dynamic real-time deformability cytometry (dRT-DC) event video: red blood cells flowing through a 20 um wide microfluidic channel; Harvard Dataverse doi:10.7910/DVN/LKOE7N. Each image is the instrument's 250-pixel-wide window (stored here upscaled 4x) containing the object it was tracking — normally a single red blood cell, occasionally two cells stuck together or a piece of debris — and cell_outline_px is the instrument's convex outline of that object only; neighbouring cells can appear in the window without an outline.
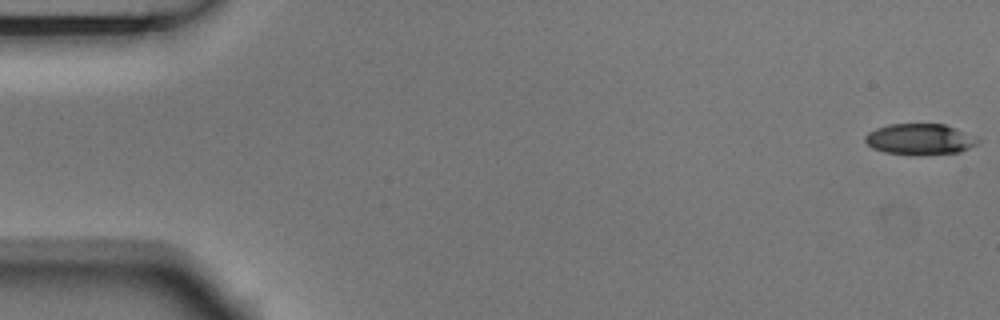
{"species": "Egyptian fruit bat (a non-hibernating species)", "species_latin": "Rousettus aegyptiacus", "temperature_condition": "room temperature", "stored_images_in_passage": 5, "camera_frame_rate_fps": 3000, "um_per_image_px": 0.085, "animal": {"sex": "male"}, "frame": {"image": 1, "passage_image": 1, "time_ms": 0.0, "image_size_px": [1000, 320], "cell_outline_px": [[980, 140], [976, 144], [960, 152], [912, 156], [884, 152], [872, 148], [864, 140], [864, 136], [868, 132], [876, 128], [888, 124], [944, 124], [956, 128]], "centroid_in_image_um": [78.13, 11.84], "position_along_channel_um": 6.9, "area_um2": 20.46}}
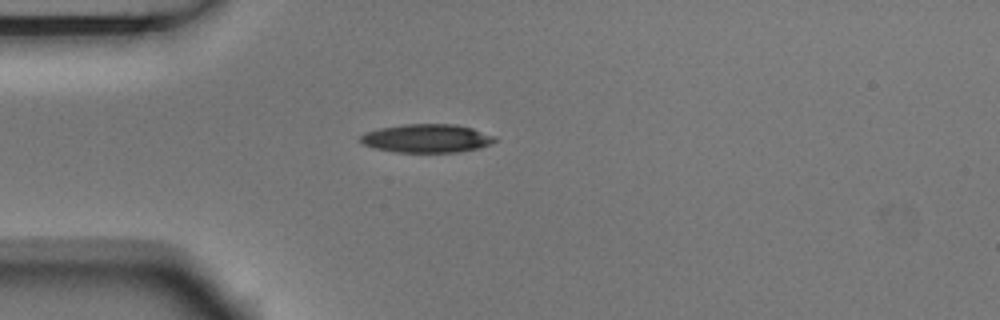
{"frame": {"image": 2, "passage_image": 5, "time_ms": 1.333, "image_size_px": [1000, 320], "cell_outline_px": [[496, 140], [480, 148], [460, 152], [396, 152], [376, 148], [364, 144], [360, 140], [360, 136], [364, 132], [380, 128], [404, 124], [456, 124], [472, 128], [496, 136]], "centroid_in_image_um": [36.29, 11.75], "position_along_channel_um": 48.7, "area_um2": 22.25}}